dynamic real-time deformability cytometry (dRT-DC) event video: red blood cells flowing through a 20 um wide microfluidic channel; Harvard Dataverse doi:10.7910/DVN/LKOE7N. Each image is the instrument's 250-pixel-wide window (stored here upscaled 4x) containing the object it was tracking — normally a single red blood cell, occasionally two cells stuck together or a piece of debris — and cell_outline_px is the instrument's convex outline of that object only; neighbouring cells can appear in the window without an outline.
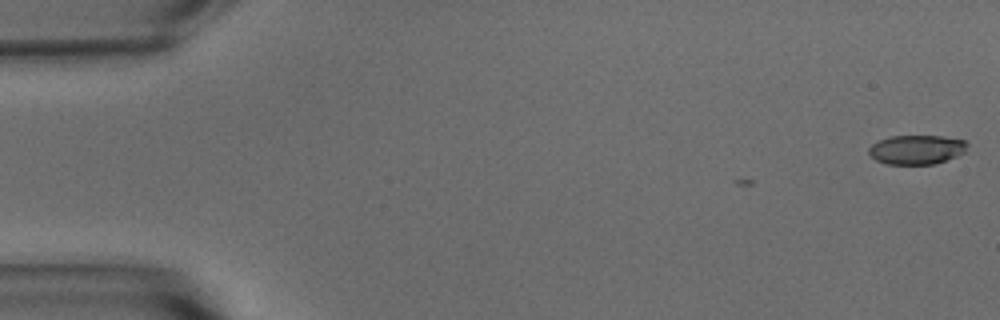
{"species": "common noctule bat (a hibernating species)", "species_latin": "Nyctalus noctula", "temperature_condition": "warm", "stored_images_in_passage": 3, "camera_frame_rate_fps": 3000, "um_per_image_px": 0.085, "animal": {"sex": "male", "body_mass_g": 15.6}, "frame": {"image": 1, "passage_image": 1, "time_ms": 0.0, "image_size_px": [1000, 320], "cell_outline_px": [[968, 144], [964, 152], [956, 156], [932, 164], [888, 164], [876, 160], [868, 152], [868, 148], [872, 144], [888, 136], [940, 136], [964, 140]], "centroid_in_image_um": [77.89, 12.71], "position_along_channel_um": 7.1, "area_um2": 16.59}}